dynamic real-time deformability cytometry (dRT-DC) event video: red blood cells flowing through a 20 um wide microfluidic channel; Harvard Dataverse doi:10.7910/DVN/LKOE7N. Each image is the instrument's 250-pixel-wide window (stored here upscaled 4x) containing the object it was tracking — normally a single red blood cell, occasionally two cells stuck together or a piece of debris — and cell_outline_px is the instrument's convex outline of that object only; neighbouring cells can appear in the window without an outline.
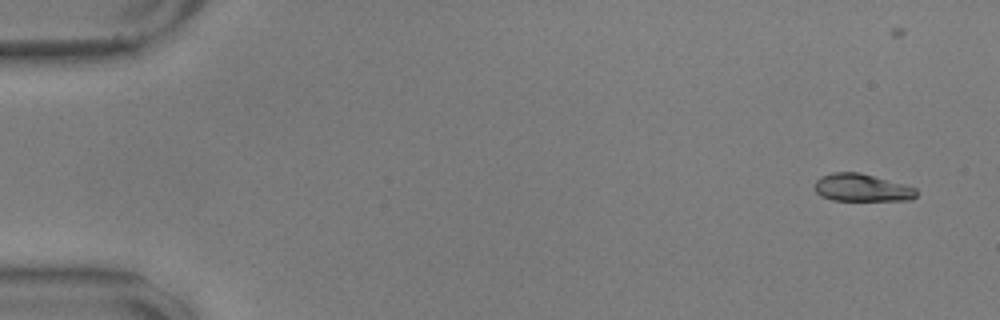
{"species": "common noctule bat (a hibernating species)", "species_latin": "Nyctalus noctula", "temperature_condition": "warm", "stored_images_in_passage": 44, "camera_frame_rate_fps": 3000, "um_per_image_px": 0.085, "animal": {"sex": "male", "body_mass_g": 17.9, "forearm_length_mm": 54.2}, "frame": {"image": 1, "passage_image": 1, "time_ms": 0.0, "image_size_px": [1000, 320], "cell_outline_px": [[916, 196], [912, 200], [832, 200], [820, 196], [816, 192], [816, 180], [820, 176], [832, 172], [860, 172], [904, 184], [916, 188]], "centroid_in_image_um": [73.25, 15.95], "position_along_channel_um": 11.8, "area_um2": 16.36}}
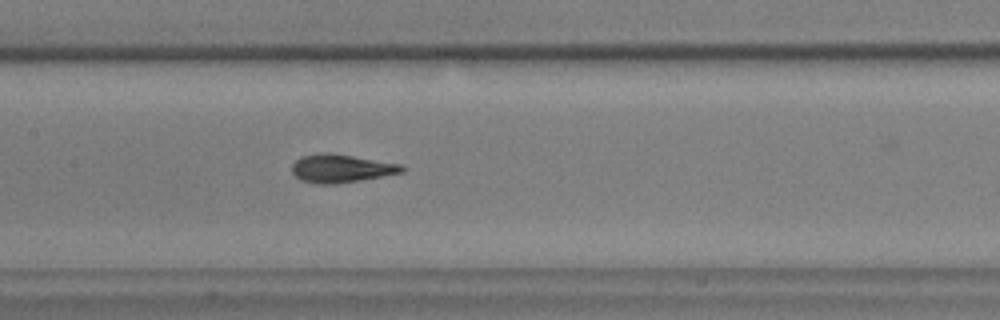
{"frame": {"image": 2, "passage_image": 26, "time_ms": 8.333, "image_size_px": [1000, 320], "cell_outline_px": [[408, 168], [404, 172], [360, 180], [336, 184], [312, 184], [300, 180], [292, 172], [292, 164], [300, 156], [320, 152], [328, 152], [404, 164]], "centroid_in_image_um": [29.01, 14.31], "position_along_channel_um": 178.4, "area_um2": 18.44}}
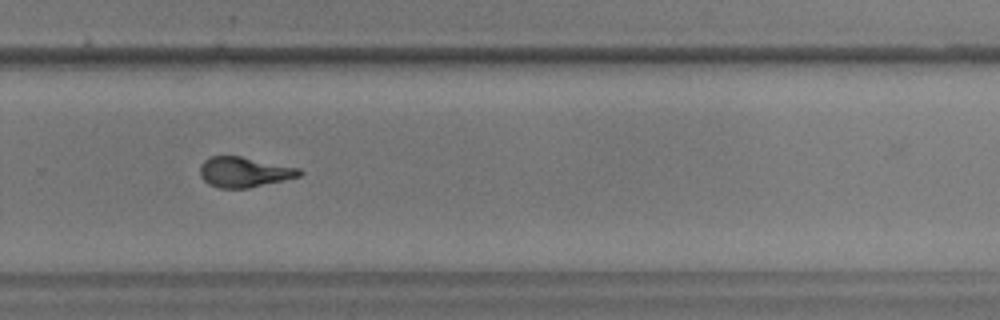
{"frame": {"image": 3, "passage_image": 37, "time_ms": 12.0, "image_size_px": [1000, 320], "cell_outline_px": [[304, 172], [300, 176], [284, 180], [248, 188], [220, 188], [208, 184], [200, 176], [200, 164], [208, 156], [240, 156], [300, 168]], "centroid_in_image_um": [20.74, 14.62], "position_along_channel_um": 309.1, "area_um2": 17.57}}